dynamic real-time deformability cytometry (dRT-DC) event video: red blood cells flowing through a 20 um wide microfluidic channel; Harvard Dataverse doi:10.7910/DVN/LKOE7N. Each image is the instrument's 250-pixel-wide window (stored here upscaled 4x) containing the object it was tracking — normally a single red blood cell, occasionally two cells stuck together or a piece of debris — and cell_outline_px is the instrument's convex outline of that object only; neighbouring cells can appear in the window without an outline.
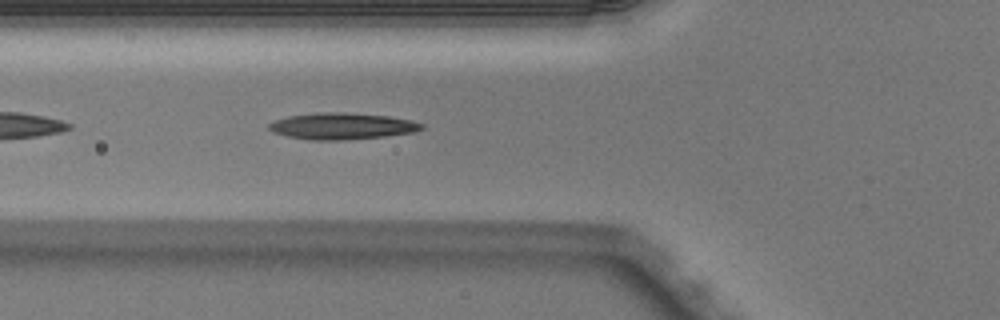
{"species": "Egyptian fruit bat (a non-hibernating species)", "species_latin": "Rousettus aegyptiacus", "temperature_condition": "warm", "stored_images_in_passage": 37, "camera_frame_rate_fps": 3000, "um_per_image_px": 0.085, "animal": {"sex": "male"}, "frame": {"image": 1, "passage_image": 5, "time_ms": 1.333, "image_size_px": [1000, 320], "cell_outline_px": [[424, 128], [416, 132], [384, 136], [340, 140], [308, 140], [288, 136], [272, 132], [268, 128], [268, 124], [276, 120], [288, 116], [316, 112], [344, 112], [388, 116], [412, 120], [424, 124]], "centroid_in_image_um": [29.07, 10.71], "position_along_channel_um": 96.7, "area_um2": 23.64}}
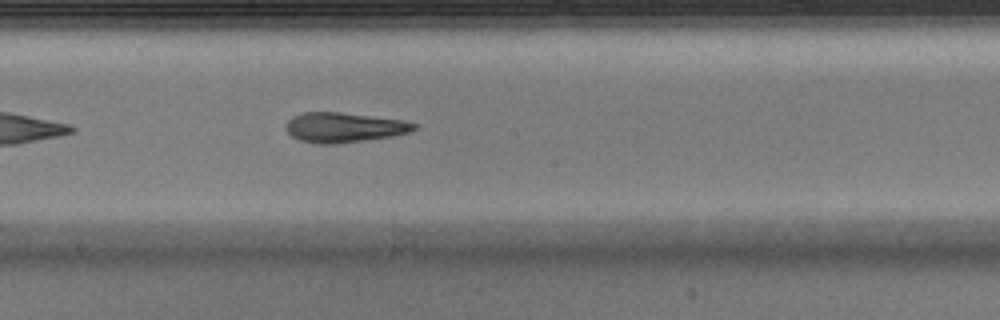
{"frame": {"image": 2, "passage_image": 14, "time_ms": 4.333, "image_size_px": [1000, 320], "cell_outline_px": [[416, 128], [412, 132], [392, 136], [336, 144], [316, 144], [300, 140], [292, 136], [288, 132], [288, 120], [292, 116], [304, 112], [340, 112], [404, 120], [416, 124]], "centroid_in_image_um": [29.26, 10.83], "position_along_channel_um": 218.9, "area_um2": 22.2}}
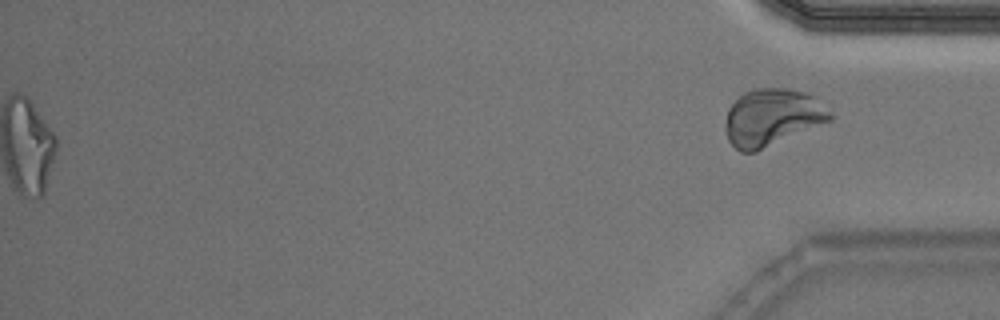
{"frame": {"image": 3, "passage_image": 37, "time_ms": 12.0, "image_size_px": [1000, 320], "cell_outline_px": [[832, 120], [756, 152], [740, 152], [728, 140], [724, 128], [724, 124], [728, 108], [744, 92], [756, 88], [788, 88], [804, 92], [816, 96], [832, 112]], "centroid_in_image_um": [65.64, 9.97], "position_along_channel_um": 369.6, "area_um2": 35.14}, "authors_computed_cell_mechanics": {"area_um2": 23.1778, "velocity_mm_per_s": 4.0519, "shape_relaxation_time_tau1_ms": 8.2517, "shape_relaxation_time_tau2_ms": 2.5776, "deformation_change_tau1": 0.291, "deformation_change_tau2": 0.1015}}